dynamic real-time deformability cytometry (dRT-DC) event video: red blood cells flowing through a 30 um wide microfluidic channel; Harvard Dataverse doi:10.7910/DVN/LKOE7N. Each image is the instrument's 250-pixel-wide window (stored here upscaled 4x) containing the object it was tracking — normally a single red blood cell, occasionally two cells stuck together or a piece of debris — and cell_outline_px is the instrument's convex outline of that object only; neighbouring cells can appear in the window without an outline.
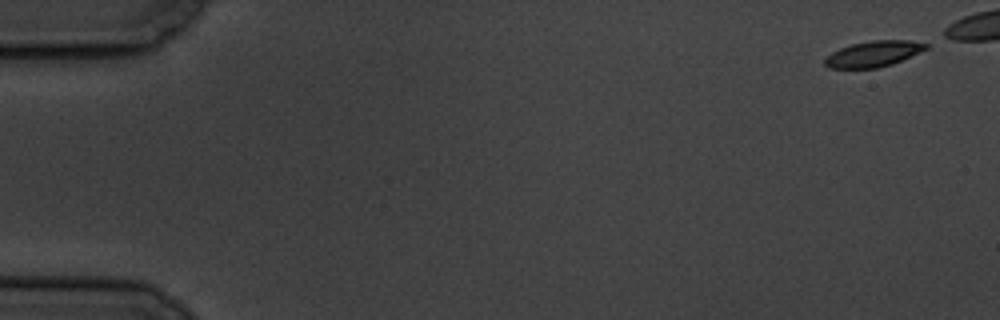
{"species": "common noctule bat (a hibernating species)", "species_latin": "Nyctalus noctula", "temperature_condition": "cold", "stored_images_in_passage": 6, "camera_frame_rate_fps": 3000, "um_per_image_px": 0.085, "animal": {"sex": "male", "body_mass_g": 19.5, "forearm_length_mm": 54.6}, "frame": {"image": 1, "passage_image": 1, "time_ms": 0.0, "image_size_px": [1000, 320], "cell_outline_px": [[928, 48], [892, 64], [876, 68], [828, 68], [824, 64], [824, 60], [832, 52], [840, 48], [852, 44], [872, 40], [908, 40], [928, 44]], "centroid_in_image_um": [74.22, 4.58], "position_along_channel_um": 10.8, "area_um2": 15.03}}